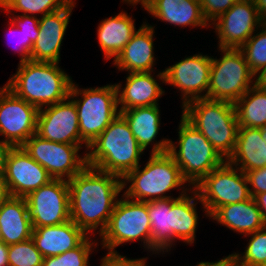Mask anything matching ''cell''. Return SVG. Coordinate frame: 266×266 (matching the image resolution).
<instances>
[{
	"label": "cell",
	"mask_w": 266,
	"mask_h": 266,
	"mask_svg": "<svg viewBox=\"0 0 266 266\" xmlns=\"http://www.w3.org/2000/svg\"><path fill=\"white\" fill-rule=\"evenodd\" d=\"M237 1L240 0H200L201 9L207 22L213 23L219 16L228 11Z\"/></svg>",
	"instance_id": "8d00e7d4"
},
{
	"label": "cell",
	"mask_w": 266,
	"mask_h": 266,
	"mask_svg": "<svg viewBox=\"0 0 266 266\" xmlns=\"http://www.w3.org/2000/svg\"><path fill=\"white\" fill-rule=\"evenodd\" d=\"M39 109L18 98L6 86L0 88V135L1 143L9 147L22 146L36 134Z\"/></svg>",
	"instance_id": "7c38bea8"
},
{
	"label": "cell",
	"mask_w": 266,
	"mask_h": 266,
	"mask_svg": "<svg viewBox=\"0 0 266 266\" xmlns=\"http://www.w3.org/2000/svg\"><path fill=\"white\" fill-rule=\"evenodd\" d=\"M36 134L52 142L89 146L80 136L76 106L70 97L39 109Z\"/></svg>",
	"instance_id": "9a60e30c"
},
{
	"label": "cell",
	"mask_w": 266,
	"mask_h": 266,
	"mask_svg": "<svg viewBox=\"0 0 266 266\" xmlns=\"http://www.w3.org/2000/svg\"><path fill=\"white\" fill-rule=\"evenodd\" d=\"M154 27L142 24L123 50L114 59L113 64L119 70L133 72H153L154 59Z\"/></svg>",
	"instance_id": "44dd1931"
},
{
	"label": "cell",
	"mask_w": 266,
	"mask_h": 266,
	"mask_svg": "<svg viewBox=\"0 0 266 266\" xmlns=\"http://www.w3.org/2000/svg\"><path fill=\"white\" fill-rule=\"evenodd\" d=\"M146 259H128L123 255H105L100 266H146Z\"/></svg>",
	"instance_id": "f35d334b"
},
{
	"label": "cell",
	"mask_w": 266,
	"mask_h": 266,
	"mask_svg": "<svg viewBox=\"0 0 266 266\" xmlns=\"http://www.w3.org/2000/svg\"><path fill=\"white\" fill-rule=\"evenodd\" d=\"M43 258L32 238L9 245V266H42Z\"/></svg>",
	"instance_id": "e575fe53"
},
{
	"label": "cell",
	"mask_w": 266,
	"mask_h": 266,
	"mask_svg": "<svg viewBox=\"0 0 266 266\" xmlns=\"http://www.w3.org/2000/svg\"><path fill=\"white\" fill-rule=\"evenodd\" d=\"M88 236L78 247L57 256L43 258L42 266H89V255L97 242Z\"/></svg>",
	"instance_id": "d6a6232c"
},
{
	"label": "cell",
	"mask_w": 266,
	"mask_h": 266,
	"mask_svg": "<svg viewBox=\"0 0 266 266\" xmlns=\"http://www.w3.org/2000/svg\"><path fill=\"white\" fill-rule=\"evenodd\" d=\"M239 127L262 128L266 125V89L252 86L236 103Z\"/></svg>",
	"instance_id": "f546056e"
},
{
	"label": "cell",
	"mask_w": 266,
	"mask_h": 266,
	"mask_svg": "<svg viewBox=\"0 0 266 266\" xmlns=\"http://www.w3.org/2000/svg\"><path fill=\"white\" fill-rule=\"evenodd\" d=\"M260 28L261 32L252 35L240 48L255 76L266 66V22Z\"/></svg>",
	"instance_id": "1f68e13d"
},
{
	"label": "cell",
	"mask_w": 266,
	"mask_h": 266,
	"mask_svg": "<svg viewBox=\"0 0 266 266\" xmlns=\"http://www.w3.org/2000/svg\"><path fill=\"white\" fill-rule=\"evenodd\" d=\"M178 146L169 140L168 153L174 158L182 177L194 188L212 170L226 160L207 138L181 116ZM176 148H179L178 151Z\"/></svg>",
	"instance_id": "8992f818"
},
{
	"label": "cell",
	"mask_w": 266,
	"mask_h": 266,
	"mask_svg": "<svg viewBox=\"0 0 266 266\" xmlns=\"http://www.w3.org/2000/svg\"><path fill=\"white\" fill-rule=\"evenodd\" d=\"M22 147L53 179L69 181L87 166L86 153L78 155L82 145L52 142L34 134Z\"/></svg>",
	"instance_id": "8fae6325"
},
{
	"label": "cell",
	"mask_w": 266,
	"mask_h": 266,
	"mask_svg": "<svg viewBox=\"0 0 266 266\" xmlns=\"http://www.w3.org/2000/svg\"><path fill=\"white\" fill-rule=\"evenodd\" d=\"M118 199L105 230L100 235L106 255H120L115 248L125 242L143 241L151 251V223L147 202L130 200L125 195Z\"/></svg>",
	"instance_id": "52a82bcc"
},
{
	"label": "cell",
	"mask_w": 266,
	"mask_h": 266,
	"mask_svg": "<svg viewBox=\"0 0 266 266\" xmlns=\"http://www.w3.org/2000/svg\"><path fill=\"white\" fill-rule=\"evenodd\" d=\"M245 236H251V239L243 254L235 252L238 265L266 266V227Z\"/></svg>",
	"instance_id": "836d02e7"
},
{
	"label": "cell",
	"mask_w": 266,
	"mask_h": 266,
	"mask_svg": "<svg viewBox=\"0 0 266 266\" xmlns=\"http://www.w3.org/2000/svg\"><path fill=\"white\" fill-rule=\"evenodd\" d=\"M256 77L255 85L259 88L266 89V66L256 74Z\"/></svg>",
	"instance_id": "f6af8a7d"
},
{
	"label": "cell",
	"mask_w": 266,
	"mask_h": 266,
	"mask_svg": "<svg viewBox=\"0 0 266 266\" xmlns=\"http://www.w3.org/2000/svg\"><path fill=\"white\" fill-rule=\"evenodd\" d=\"M9 21H10V23L8 25L10 27V34H12V33L16 34L17 33V35H18L17 39L19 38L18 39L19 42L16 41V42H18L17 44H19L18 45L19 48H17V46H16V48H17L16 50L19 51V55L21 56L19 63L30 60V55L26 52V34L23 32V30H20L17 27V25L14 24V22L12 20H9Z\"/></svg>",
	"instance_id": "ab89813d"
},
{
	"label": "cell",
	"mask_w": 266,
	"mask_h": 266,
	"mask_svg": "<svg viewBox=\"0 0 266 266\" xmlns=\"http://www.w3.org/2000/svg\"><path fill=\"white\" fill-rule=\"evenodd\" d=\"M8 250L9 245L0 240V266H9Z\"/></svg>",
	"instance_id": "ee69618b"
},
{
	"label": "cell",
	"mask_w": 266,
	"mask_h": 266,
	"mask_svg": "<svg viewBox=\"0 0 266 266\" xmlns=\"http://www.w3.org/2000/svg\"><path fill=\"white\" fill-rule=\"evenodd\" d=\"M129 5L141 7L155 18L177 26L207 27L200 0H125Z\"/></svg>",
	"instance_id": "d6986e66"
},
{
	"label": "cell",
	"mask_w": 266,
	"mask_h": 266,
	"mask_svg": "<svg viewBox=\"0 0 266 266\" xmlns=\"http://www.w3.org/2000/svg\"><path fill=\"white\" fill-rule=\"evenodd\" d=\"M182 109V116L228 160L234 152L239 129L235 104L202 98L186 103Z\"/></svg>",
	"instance_id": "5b68a950"
},
{
	"label": "cell",
	"mask_w": 266,
	"mask_h": 266,
	"mask_svg": "<svg viewBox=\"0 0 266 266\" xmlns=\"http://www.w3.org/2000/svg\"><path fill=\"white\" fill-rule=\"evenodd\" d=\"M70 0H0V7L8 13L23 12V15L49 14L63 8Z\"/></svg>",
	"instance_id": "4dcf8cb0"
},
{
	"label": "cell",
	"mask_w": 266,
	"mask_h": 266,
	"mask_svg": "<svg viewBox=\"0 0 266 266\" xmlns=\"http://www.w3.org/2000/svg\"><path fill=\"white\" fill-rule=\"evenodd\" d=\"M219 50L223 56L220 59L212 58L206 99L235 104L255 85L253 83L255 75L240 49L219 48Z\"/></svg>",
	"instance_id": "9c48e42d"
},
{
	"label": "cell",
	"mask_w": 266,
	"mask_h": 266,
	"mask_svg": "<svg viewBox=\"0 0 266 266\" xmlns=\"http://www.w3.org/2000/svg\"><path fill=\"white\" fill-rule=\"evenodd\" d=\"M87 237L88 235L72 220L54 226L33 227L31 236L44 258L72 250Z\"/></svg>",
	"instance_id": "ffe728a7"
},
{
	"label": "cell",
	"mask_w": 266,
	"mask_h": 266,
	"mask_svg": "<svg viewBox=\"0 0 266 266\" xmlns=\"http://www.w3.org/2000/svg\"><path fill=\"white\" fill-rule=\"evenodd\" d=\"M263 23L254 0H240L211 24L218 34L219 48L240 49Z\"/></svg>",
	"instance_id": "2e32d148"
},
{
	"label": "cell",
	"mask_w": 266,
	"mask_h": 266,
	"mask_svg": "<svg viewBox=\"0 0 266 266\" xmlns=\"http://www.w3.org/2000/svg\"><path fill=\"white\" fill-rule=\"evenodd\" d=\"M211 62L210 56L194 54L158 73L157 78L180 89L184 106L192 100L207 97ZM204 91L205 94H202Z\"/></svg>",
	"instance_id": "5bb4252c"
},
{
	"label": "cell",
	"mask_w": 266,
	"mask_h": 266,
	"mask_svg": "<svg viewBox=\"0 0 266 266\" xmlns=\"http://www.w3.org/2000/svg\"><path fill=\"white\" fill-rule=\"evenodd\" d=\"M80 95L81 99L78 97ZM69 97L76 106L80 136L88 145L120 113L115 84L81 90L72 83Z\"/></svg>",
	"instance_id": "ba28073f"
},
{
	"label": "cell",
	"mask_w": 266,
	"mask_h": 266,
	"mask_svg": "<svg viewBox=\"0 0 266 266\" xmlns=\"http://www.w3.org/2000/svg\"><path fill=\"white\" fill-rule=\"evenodd\" d=\"M11 20L26 34V52L30 55L32 46L39 36V19L37 16L17 14L11 17Z\"/></svg>",
	"instance_id": "d590c367"
},
{
	"label": "cell",
	"mask_w": 266,
	"mask_h": 266,
	"mask_svg": "<svg viewBox=\"0 0 266 266\" xmlns=\"http://www.w3.org/2000/svg\"><path fill=\"white\" fill-rule=\"evenodd\" d=\"M151 73H128L124 89L121 88V83L115 84L119 111L158 105V99L165 92Z\"/></svg>",
	"instance_id": "7402d4cb"
},
{
	"label": "cell",
	"mask_w": 266,
	"mask_h": 266,
	"mask_svg": "<svg viewBox=\"0 0 266 266\" xmlns=\"http://www.w3.org/2000/svg\"><path fill=\"white\" fill-rule=\"evenodd\" d=\"M87 150H90L86 152L87 166L121 178L140 165V155L144 152L120 113Z\"/></svg>",
	"instance_id": "277c9868"
},
{
	"label": "cell",
	"mask_w": 266,
	"mask_h": 266,
	"mask_svg": "<svg viewBox=\"0 0 266 266\" xmlns=\"http://www.w3.org/2000/svg\"><path fill=\"white\" fill-rule=\"evenodd\" d=\"M210 217L230 230L244 235L266 227L261 211L252 197L235 204L223 205Z\"/></svg>",
	"instance_id": "cb8c5ba5"
},
{
	"label": "cell",
	"mask_w": 266,
	"mask_h": 266,
	"mask_svg": "<svg viewBox=\"0 0 266 266\" xmlns=\"http://www.w3.org/2000/svg\"><path fill=\"white\" fill-rule=\"evenodd\" d=\"M97 37L105 60L114 59L137 32L134 20L126 12L106 18L98 24Z\"/></svg>",
	"instance_id": "484cf974"
},
{
	"label": "cell",
	"mask_w": 266,
	"mask_h": 266,
	"mask_svg": "<svg viewBox=\"0 0 266 266\" xmlns=\"http://www.w3.org/2000/svg\"><path fill=\"white\" fill-rule=\"evenodd\" d=\"M75 1L39 18V36L32 46L30 60L59 63L60 48Z\"/></svg>",
	"instance_id": "ac0fdd59"
},
{
	"label": "cell",
	"mask_w": 266,
	"mask_h": 266,
	"mask_svg": "<svg viewBox=\"0 0 266 266\" xmlns=\"http://www.w3.org/2000/svg\"><path fill=\"white\" fill-rule=\"evenodd\" d=\"M254 3L261 19L266 22V0H254Z\"/></svg>",
	"instance_id": "bcb514c9"
},
{
	"label": "cell",
	"mask_w": 266,
	"mask_h": 266,
	"mask_svg": "<svg viewBox=\"0 0 266 266\" xmlns=\"http://www.w3.org/2000/svg\"><path fill=\"white\" fill-rule=\"evenodd\" d=\"M168 150L169 139L156 141L145 167L141 170L138 165L122 178L123 189L131 183L123 195L135 201L149 202L172 198L164 193L178 187L182 189L188 182Z\"/></svg>",
	"instance_id": "7a4b0ae2"
},
{
	"label": "cell",
	"mask_w": 266,
	"mask_h": 266,
	"mask_svg": "<svg viewBox=\"0 0 266 266\" xmlns=\"http://www.w3.org/2000/svg\"><path fill=\"white\" fill-rule=\"evenodd\" d=\"M194 189L208 217L223 205L251 198L246 174L227 160L206 175Z\"/></svg>",
	"instance_id": "30bf717a"
},
{
	"label": "cell",
	"mask_w": 266,
	"mask_h": 266,
	"mask_svg": "<svg viewBox=\"0 0 266 266\" xmlns=\"http://www.w3.org/2000/svg\"><path fill=\"white\" fill-rule=\"evenodd\" d=\"M159 106L136 107L120 111V114L126 119L129 128L139 146L145 150L153 143L158 135L160 127Z\"/></svg>",
	"instance_id": "f1b7e54d"
},
{
	"label": "cell",
	"mask_w": 266,
	"mask_h": 266,
	"mask_svg": "<svg viewBox=\"0 0 266 266\" xmlns=\"http://www.w3.org/2000/svg\"><path fill=\"white\" fill-rule=\"evenodd\" d=\"M67 182L71 220L87 235L100 227L101 235L123 190L122 178L86 166Z\"/></svg>",
	"instance_id": "6da1fadb"
},
{
	"label": "cell",
	"mask_w": 266,
	"mask_h": 266,
	"mask_svg": "<svg viewBox=\"0 0 266 266\" xmlns=\"http://www.w3.org/2000/svg\"><path fill=\"white\" fill-rule=\"evenodd\" d=\"M11 196L4 174L0 175V207Z\"/></svg>",
	"instance_id": "b9f144b4"
},
{
	"label": "cell",
	"mask_w": 266,
	"mask_h": 266,
	"mask_svg": "<svg viewBox=\"0 0 266 266\" xmlns=\"http://www.w3.org/2000/svg\"><path fill=\"white\" fill-rule=\"evenodd\" d=\"M248 185L252 187L249 192L253 198L255 195L266 192V166L256 170L245 172Z\"/></svg>",
	"instance_id": "74e56055"
},
{
	"label": "cell",
	"mask_w": 266,
	"mask_h": 266,
	"mask_svg": "<svg viewBox=\"0 0 266 266\" xmlns=\"http://www.w3.org/2000/svg\"><path fill=\"white\" fill-rule=\"evenodd\" d=\"M253 199L255 200L256 205L260 209L263 220L266 225V192L255 195Z\"/></svg>",
	"instance_id": "7bdbcfd3"
},
{
	"label": "cell",
	"mask_w": 266,
	"mask_h": 266,
	"mask_svg": "<svg viewBox=\"0 0 266 266\" xmlns=\"http://www.w3.org/2000/svg\"><path fill=\"white\" fill-rule=\"evenodd\" d=\"M260 133L262 136V140L265 139V166H266V125L260 128Z\"/></svg>",
	"instance_id": "c3c4849f"
},
{
	"label": "cell",
	"mask_w": 266,
	"mask_h": 266,
	"mask_svg": "<svg viewBox=\"0 0 266 266\" xmlns=\"http://www.w3.org/2000/svg\"><path fill=\"white\" fill-rule=\"evenodd\" d=\"M184 189V190H183ZM181 194L171 198V230H172V245L175 239L192 244L195 241L196 228L198 227V214L196 209V200H201L198 192L190 187L183 188ZM188 190H192L187 194ZM193 194V196H192Z\"/></svg>",
	"instance_id": "d4e9b609"
},
{
	"label": "cell",
	"mask_w": 266,
	"mask_h": 266,
	"mask_svg": "<svg viewBox=\"0 0 266 266\" xmlns=\"http://www.w3.org/2000/svg\"><path fill=\"white\" fill-rule=\"evenodd\" d=\"M227 161L244 173L265 167V139L260 128L239 127L234 152Z\"/></svg>",
	"instance_id": "4316f807"
},
{
	"label": "cell",
	"mask_w": 266,
	"mask_h": 266,
	"mask_svg": "<svg viewBox=\"0 0 266 266\" xmlns=\"http://www.w3.org/2000/svg\"><path fill=\"white\" fill-rule=\"evenodd\" d=\"M32 227L54 226L71 220L69 185L53 179L25 197Z\"/></svg>",
	"instance_id": "4fadbf2b"
},
{
	"label": "cell",
	"mask_w": 266,
	"mask_h": 266,
	"mask_svg": "<svg viewBox=\"0 0 266 266\" xmlns=\"http://www.w3.org/2000/svg\"><path fill=\"white\" fill-rule=\"evenodd\" d=\"M58 64L33 60L21 62L5 86L38 109L54 105L69 97L73 83Z\"/></svg>",
	"instance_id": "3957f363"
},
{
	"label": "cell",
	"mask_w": 266,
	"mask_h": 266,
	"mask_svg": "<svg viewBox=\"0 0 266 266\" xmlns=\"http://www.w3.org/2000/svg\"><path fill=\"white\" fill-rule=\"evenodd\" d=\"M196 266H239L236 260V257L233 254L228 255L227 257L216 261V262H200Z\"/></svg>",
	"instance_id": "60d3db41"
},
{
	"label": "cell",
	"mask_w": 266,
	"mask_h": 266,
	"mask_svg": "<svg viewBox=\"0 0 266 266\" xmlns=\"http://www.w3.org/2000/svg\"><path fill=\"white\" fill-rule=\"evenodd\" d=\"M3 174L11 196L22 198L53 180L48 171L22 146L8 148Z\"/></svg>",
	"instance_id": "e0dca14e"
},
{
	"label": "cell",
	"mask_w": 266,
	"mask_h": 266,
	"mask_svg": "<svg viewBox=\"0 0 266 266\" xmlns=\"http://www.w3.org/2000/svg\"><path fill=\"white\" fill-rule=\"evenodd\" d=\"M147 211L151 223V251L168 252L172 246L171 198L147 202Z\"/></svg>",
	"instance_id": "83f0119b"
},
{
	"label": "cell",
	"mask_w": 266,
	"mask_h": 266,
	"mask_svg": "<svg viewBox=\"0 0 266 266\" xmlns=\"http://www.w3.org/2000/svg\"><path fill=\"white\" fill-rule=\"evenodd\" d=\"M9 146L0 142V175L4 173V157Z\"/></svg>",
	"instance_id": "7dc6e473"
},
{
	"label": "cell",
	"mask_w": 266,
	"mask_h": 266,
	"mask_svg": "<svg viewBox=\"0 0 266 266\" xmlns=\"http://www.w3.org/2000/svg\"><path fill=\"white\" fill-rule=\"evenodd\" d=\"M32 223L25 198L10 196L0 207V240L7 245L30 239Z\"/></svg>",
	"instance_id": "603a6c76"
}]
</instances>
